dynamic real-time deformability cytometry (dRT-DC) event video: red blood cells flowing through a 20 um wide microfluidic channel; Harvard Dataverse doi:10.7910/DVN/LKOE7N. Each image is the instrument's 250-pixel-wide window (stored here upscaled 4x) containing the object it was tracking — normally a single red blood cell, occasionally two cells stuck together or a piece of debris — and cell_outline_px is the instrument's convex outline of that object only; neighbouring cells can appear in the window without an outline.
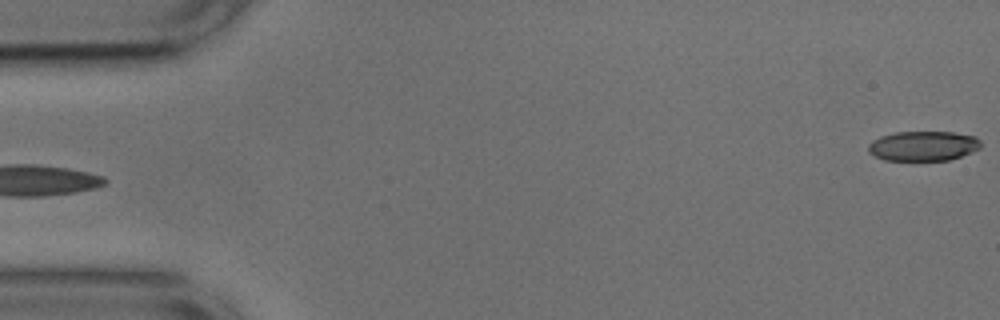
{"species": "common noctule bat (a hibernating species)", "species_latin": "Nyctalus noctula", "temperature_condition": "cold", "stored_images_in_passage": 53, "camera_frame_rate_fps": 3000, "um_per_image_px": 0.085, "animal": {"sex": "male", "body_mass_g": 17.9, "forearm_length_mm": 54.2}, "frame": {"image": 1, "passage_image": 1, "time_ms": 0.0, "image_size_px": [1000, 320], "cell_outline_px": [[980, 148], [960, 156], [948, 160], [884, 160], [868, 152], [868, 144], [872, 140], [880, 136], [896, 132], [952, 132], [976, 136], [980, 140]], "centroid_in_image_um": [78.45, 12.4], "position_along_channel_um": 6.5, "area_um2": 19.48}}
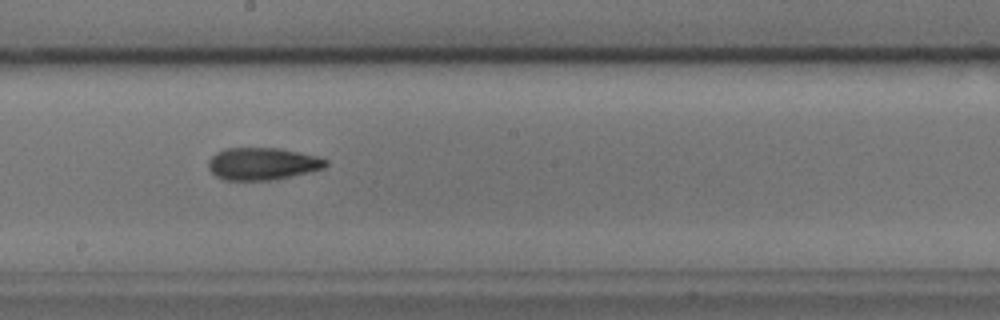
{"frame": {"image": 2, "passage_image": 29, "time_ms": 9.333, "image_size_px": [1000, 320], "cell_outline_px": [[328, 164], [324, 168], [308, 172], [272, 180], [224, 180], [216, 176], [208, 168], [208, 160], [216, 152], [224, 148], [280, 148], [316, 156], [328, 160]], "centroid_in_image_um": [22.28, 13.91], "position_along_channel_um": 225.9, "area_um2": 22.08}}
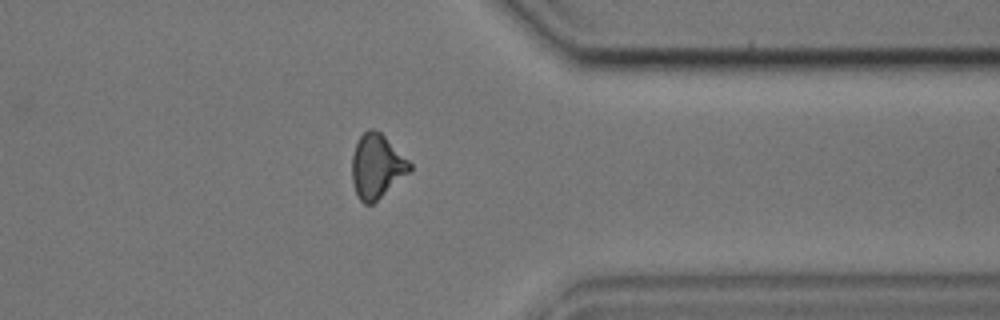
{"frame": {"image": 3, "passage_image": 42, "time_ms": 13.667, "image_size_px": [1000, 320], "cell_outline_px": [[412, 168], [408, 172], [372, 204], [364, 204], [360, 200], [352, 184], [352, 156], [356, 144], [360, 136], [368, 128], [372, 128], [380, 132], [412, 164]], "centroid_in_image_um": [31.99, 14.12], "position_along_channel_um": 379.4, "area_um2": 21.1}, "authors_computed_cell_mechanics": {"area_um2": 21.4438, "velocity_mm_per_s": 3.7575, "shape_relaxation_time_tau1_ms": 10.7194, "shape_relaxation_time_tau2_ms": 2.6615, "deformation_change_tau1": 0.2374, "deformation_change_tau2": 0.0949}}